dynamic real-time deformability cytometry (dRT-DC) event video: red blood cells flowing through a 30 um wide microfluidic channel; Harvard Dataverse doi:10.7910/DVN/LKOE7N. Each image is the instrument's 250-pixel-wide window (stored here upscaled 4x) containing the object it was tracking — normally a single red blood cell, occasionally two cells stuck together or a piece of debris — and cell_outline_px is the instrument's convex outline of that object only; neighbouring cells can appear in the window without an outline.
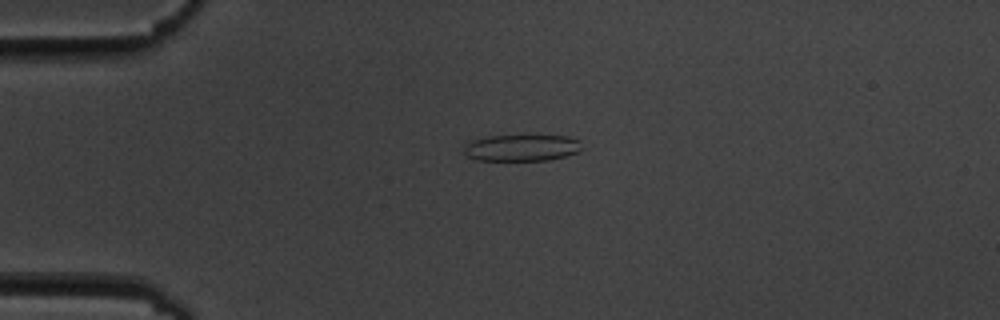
{"species": "common noctule bat (a hibernating species)", "species_latin": "Nyctalus noctula", "temperature_condition": "cold", "stored_images_in_passage": 6, "camera_frame_rate_fps": 3000, "um_per_image_px": 0.085, "animal": {"sex": "male", "body_mass_g": 19.5, "forearm_length_mm": 54.6}, "frame": {"image": 1, "passage_image": 4, "time_ms": 4.333, "image_size_px": [1000, 320], "cell_outline_px": [[580, 148], [576, 152], [564, 156], [548, 160], [476, 160], [468, 156], [464, 152], [464, 144], [472, 140], [488, 136], [568, 136], [580, 140]], "centroid_in_image_um": [44.3, 12.56], "position_along_channel_um": 40.7, "area_um2": 18.03}}